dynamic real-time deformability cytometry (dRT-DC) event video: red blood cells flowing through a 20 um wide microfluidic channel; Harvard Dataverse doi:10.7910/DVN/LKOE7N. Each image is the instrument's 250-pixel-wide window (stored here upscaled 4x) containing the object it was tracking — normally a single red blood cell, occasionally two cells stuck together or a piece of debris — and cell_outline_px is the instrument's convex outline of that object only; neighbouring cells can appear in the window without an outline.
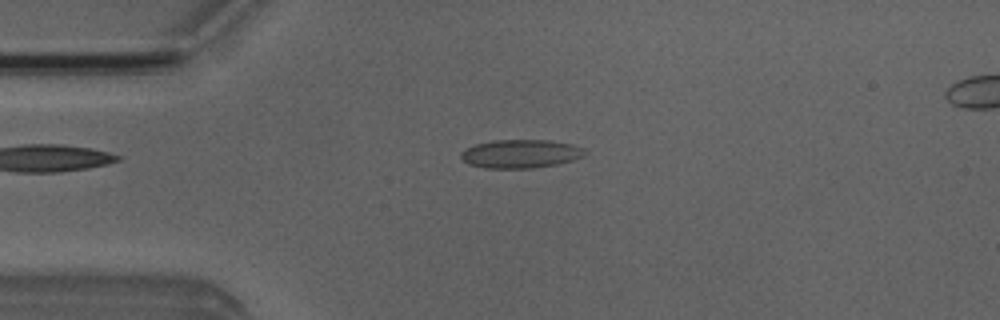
{"species": "Egyptian fruit bat (a non-hibernating species)", "species_latin": "Rousettus aegyptiacus", "temperature_condition": "room temperature", "stored_images_in_passage": 40, "camera_frame_rate_fps": 3000, "um_per_image_px": 0.085, "animal": {"sex": "male"}, "frame": {"image": 1, "passage_image": 1, "time_ms": 0.0, "image_size_px": [1000, 320], "cell_outline_px": [[588, 152], [584, 156], [572, 160], [556, 164], [532, 168], [484, 168], [468, 164], [460, 160], [460, 152], [476, 144], [496, 140], [548, 140], [572, 144], [584, 148]], "centroid_in_image_um": [44.25, 13.07], "position_along_channel_um": 40.8, "area_um2": 20.63}}
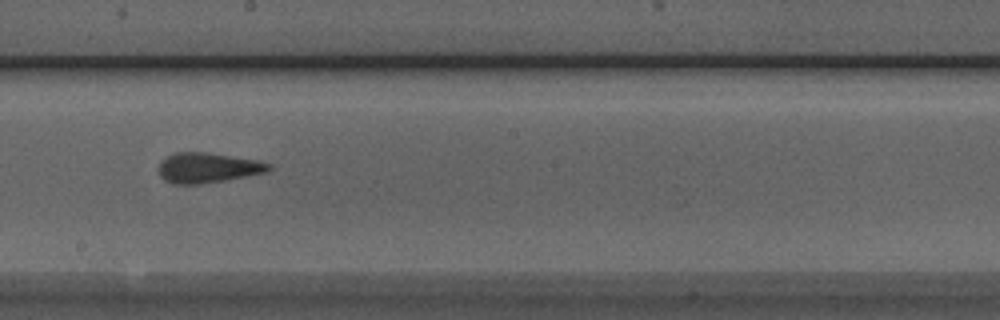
{"frame": {"image": 2, "passage_image": 17, "time_ms": 5.333, "image_size_px": [1000, 320], "cell_outline_px": [[272, 168], [268, 172], [224, 180], [200, 184], [172, 184], [164, 180], [160, 176], [160, 160], [176, 152], [204, 152], [260, 160], [272, 164]], "centroid_in_image_um": [17.69, 14.26], "position_along_channel_um": 230.5, "area_um2": 19.36}}
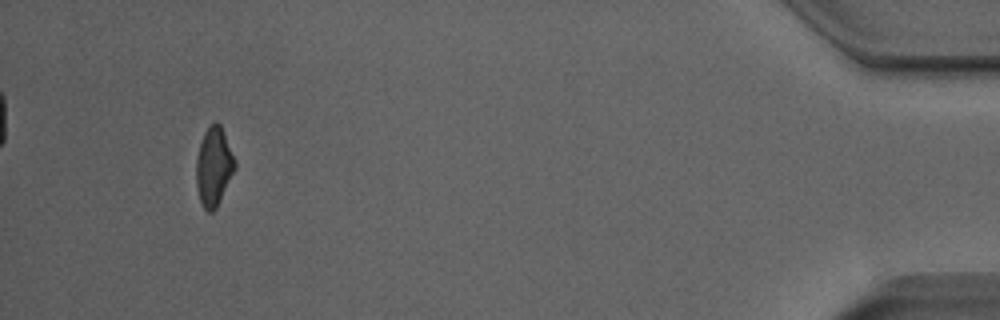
{"frame": {"image": 3, "passage_image": 37, "time_ms": 12.0, "image_size_px": [1000, 320], "cell_outline_px": [[236, 168], [216, 208], [212, 212], [208, 212], [204, 208], [200, 200], [196, 184], [196, 160], [200, 144], [204, 132], [216, 120], [220, 124], [236, 160]], "centroid_in_image_um": [18.18, 14.16], "position_along_channel_um": 417.0, "area_um2": 17.63}, "authors_computed_cell_mechanics": {"area_um2": 19.074, "velocity_mm_per_s": 3.9744, "shape_relaxation_time_tau1_ms": 7.3497, "shape_relaxation_time_tau2_ms": 1.5313, "deformation_change_tau1": 0.1827, "deformation_change_tau2": 0.1168}}